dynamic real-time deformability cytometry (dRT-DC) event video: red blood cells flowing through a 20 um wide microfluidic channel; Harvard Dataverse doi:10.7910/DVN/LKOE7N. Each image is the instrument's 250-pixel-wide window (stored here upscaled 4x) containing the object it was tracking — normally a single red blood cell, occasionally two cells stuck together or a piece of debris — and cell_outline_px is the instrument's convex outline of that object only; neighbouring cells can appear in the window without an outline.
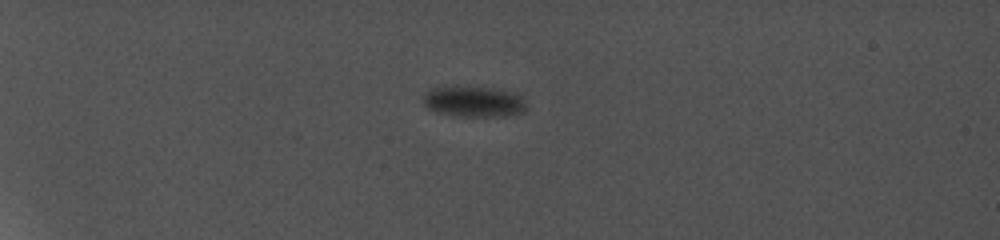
{"species": "common noctule bat (a hibernating species)", "species_latin": "Nyctalus noctula", "temperature_condition": "cold", "stored_images_in_passage": 15, "camera_frame_rate_fps": 5000, "um_per_image_px": 0.085, "animal": {"sex": "female", "body_mass_g": 19.0, "forearm_length_mm": 56.7}, "frame": {"image": 1, "passage_image": 1, "time_ms": 0.0, "image_size_px": [1000, 240], "cell_outline_px": [[524, 112], [484, 116], [464, 116], [444, 112], [432, 108], [424, 104], [424, 92], [432, 88], [448, 84], [460, 84], [496, 88], [520, 92], [524, 100]], "centroid_in_image_um": [40.28, 8.53], "position_along_channel_um": 44.7, "area_um2": 18.67}}
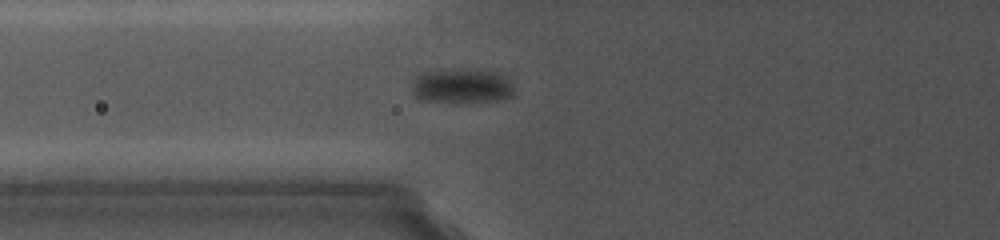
{"frame": {"image": 2, "passage_image": 5, "time_ms": 3.4, "image_size_px": [1000, 240], "cell_outline_px": [[512, 92], [508, 96], [472, 100], [428, 100], [420, 96], [416, 92], [416, 72], [436, 68], [468, 68], [496, 72], [508, 84]], "centroid_in_image_um": [39.13, 7.18], "position_along_channel_um": 86.7, "area_um2": 19.07}}
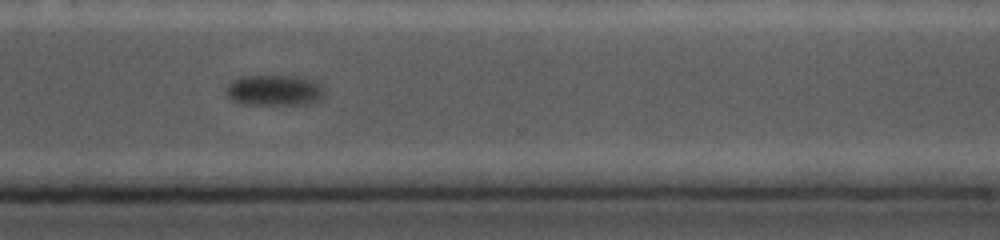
{"frame": {"image": 3, "passage_image": 14, "time_ms": 10.8, "image_size_px": [1000, 240], "cell_outline_px": [[324, 92], [316, 100], [304, 104], [248, 104], [236, 100], [228, 96], [228, 84], [232, 80], [240, 76], [300, 76], [320, 80], [324, 84]], "centroid_in_image_um": [23.41, 7.63], "position_along_channel_um": 347.2, "area_um2": 17.51}}